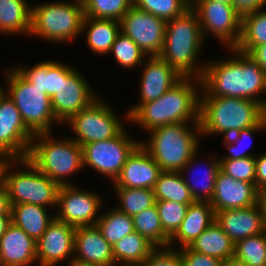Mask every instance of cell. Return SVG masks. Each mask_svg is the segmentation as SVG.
I'll list each match as a JSON object with an SVG mask.
<instances>
[{
  "label": "cell",
  "mask_w": 266,
  "mask_h": 266,
  "mask_svg": "<svg viewBox=\"0 0 266 266\" xmlns=\"http://www.w3.org/2000/svg\"><path fill=\"white\" fill-rule=\"evenodd\" d=\"M229 50L231 58L205 64L201 98L233 97L262 103L264 99L259 96L266 94L265 71L247 53Z\"/></svg>",
  "instance_id": "cell-1"
},
{
  "label": "cell",
  "mask_w": 266,
  "mask_h": 266,
  "mask_svg": "<svg viewBox=\"0 0 266 266\" xmlns=\"http://www.w3.org/2000/svg\"><path fill=\"white\" fill-rule=\"evenodd\" d=\"M200 90L201 79L183 77L160 98L142 104L129 117V122H135L147 132L170 124L199 123Z\"/></svg>",
  "instance_id": "cell-2"
},
{
  "label": "cell",
  "mask_w": 266,
  "mask_h": 266,
  "mask_svg": "<svg viewBox=\"0 0 266 266\" xmlns=\"http://www.w3.org/2000/svg\"><path fill=\"white\" fill-rule=\"evenodd\" d=\"M189 125L177 123L160 126L149 131L148 142L140 141V145L162 171L181 172L184 175L192 170V166L195 167L201 128L200 123H192L191 127Z\"/></svg>",
  "instance_id": "cell-3"
},
{
  "label": "cell",
  "mask_w": 266,
  "mask_h": 266,
  "mask_svg": "<svg viewBox=\"0 0 266 266\" xmlns=\"http://www.w3.org/2000/svg\"><path fill=\"white\" fill-rule=\"evenodd\" d=\"M205 41L197 13L190 7L167 21L160 57L183 77L201 79L205 64L197 63ZM199 64V65H198Z\"/></svg>",
  "instance_id": "cell-4"
},
{
  "label": "cell",
  "mask_w": 266,
  "mask_h": 266,
  "mask_svg": "<svg viewBox=\"0 0 266 266\" xmlns=\"http://www.w3.org/2000/svg\"><path fill=\"white\" fill-rule=\"evenodd\" d=\"M199 123L201 136L219 133L227 138L261 123V103L233 97L200 98Z\"/></svg>",
  "instance_id": "cell-5"
},
{
  "label": "cell",
  "mask_w": 266,
  "mask_h": 266,
  "mask_svg": "<svg viewBox=\"0 0 266 266\" xmlns=\"http://www.w3.org/2000/svg\"><path fill=\"white\" fill-rule=\"evenodd\" d=\"M27 158L60 186L70 185L65 178L84 168L82 147L72 138L53 139L50 133L34 135Z\"/></svg>",
  "instance_id": "cell-6"
},
{
  "label": "cell",
  "mask_w": 266,
  "mask_h": 266,
  "mask_svg": "<svg viewBox=\"0 0 266 266\" xmlns=\"http://www.w3.org/2000/svg\"><path fill=\"white\" fill-rule=\"evenodd\" d=\"M34 6V7H33ZM31 6L29 36L41 37L49 42L63 43L82 33L85 17L82 0L48 2Z\"/></svg>",
  "instance_id": "cell-7"
},
{
  "label": "cell",
  "mask_w": 266,
  "mask_h": 266,
  "mask_svg": "<svg viewBox=\"0 0 266 266\" xmlns=\"http://www.w3.org/2000/svg\"><path fill=\"white\" fill-rule=\"evenodd\" d=\"M6 94L20 111L26 127L35 135L52 133L53 123H59L52 109L51 98L43 90L34 87L14 68L7 70Z\"/></svg>",
  "instance_id": "cell-8"
},
{
  "label": "cell",
  "mask_w": 266,
  "mask_h": 266,
  "mask_svg": "<svg viewBox=\"0 0 266 266\" xmlns=\"http://www.w3.org/2000/svg\"><path fill=\"white\" fill-rule=\"evenodd\" d=\"M16 164H23L26 169L12 172L11 169L16 167ZM60 187L58 183L41 173L28 158L16 159L7 170L6 188L11 205L27 203L46 208L53 207L57 205Z\"/></svg>",
  "instance_id": "cell-9"
},
{
  "label": "cell",
  "mask_w": 266,
  "mask_h": 266,
  "mask_svg": "<svg viewBox=\"0 0 266 266\" xmlns=\"http://www.w3.org/2000/svg\"><path fill=\"white\" fill-rule=\"evenodd\" d=\"M115 113L111 106L98 97L66 122L76 135L72 139L82 147L118 136L125 127Z\"/></svg>",
  "instance_id": "cell-10"
},
{
  "label": "cell",
  "mask_w": 266,
  "mask_h": 266,
  "mask_svg": "<svg viewBox=\"0 0 266 266\" xmlns=\"http://www.w3.org/2000/svg\"><path fill=\"white\" fill-rule=\"evenodd\" d=\"M205 39L211 33L226 48H235L241 37L242 15L233 5L214 0H191Z\"/></svg>",
  "instance_id": "cell-11"
},
{
  "label": "cell",
  "mask_w": 266,
  "mask_h": 266,
  "mask_svg": "<svg viewBox=\"0 0 266 266\" xmlns=\"http://www.w3.org/2000/svg\"><path fill=\"white\" fill-rule=\"evenodd\" d=\"M125 130L114 138L83 145V166H90L114 182L129 155L140 144V141L130 138Z\"/></svg>",
  "instance_id": "cell-12"
},
{
  "label": "cell",
  "mask_w": 266,
  "mask_h": 266,
  "mask_svg": "<svg viewBox=\"0 0 266 266\" xmlns=\"http://www.w3.org/2000/svg\"><path fill=\"white\" fill-rule=\"evenodd\" d=\"M100 196L96 192L79 190L73 183L61 186L56 205L59 211L55 213V219L75 228L96 225L103 203Z\"/></svg>",
  "instance_id": "cell-13"
},
{
  "label": "cell",
  "mask_w": 266,
  "mask_h": 266,
  "mask_svg": "<svg viewBox=\"0 0 266 266\" xmlns=\"http://www.w3.org/2000/svg\"><path fill=\"white\" fill-rule=\"evenodd\" d=\"M166 21L134 5L120 20V31L132 39L147 55L159 56L165 37Z\"/></svg>",
  "instance_id": "cell-14"
},
{
  "label": "cell",
  "mask_w": 266,
  "mask_h": 266,
  "mask_svg": "<svg viewBox=\"0 0 266 266\" xmlns=\"http://www.w3.org/2000/svg\"><path fill=\"white\" fill-rule=\"evenodd\" d=\"M86 80L76 68L67 65V78H61V87L51 98L54 116L60 124H66L98 98Z\"/></svg>",
  "instance_id": "cell-15"
},
{
  "label": "cell",
  "mask_w": 266,
  "mask_h": 266,
  "mask_svg": "<svg viewBox=\"0 0 266 266\" xmlns=\"http://www.w3.org/2000/svg\"><path fill=\"white\" fill-rule=\"evenodd\" d=\"M33 137L20 111L6 94L0 100V152L11 154L16 159L27 158Z\"/></svg>",
  "instance_id": "cell-16"
},
{
  "label": "cell",
  "mask_w": 266,
  "mask_h": 266,
  "mask_svg": "<svg viewBox=\"0 0 266 266\" xmlns=\"http://www.w3.org/2000/svg\"><path fill=\"white\" fill-rule=\"evenodd\" d=\"M147 62V63H145ZM141 73L140 100L138 104L128 108L126 120L144 103L160 98L165 92L178 83L181 76L160 56H151L146 61Z\"/></svg>",
  "instance_id": "cell-17"
},
{
  "label": "cell",
  "mask_w": 266,
  "mask_h": 266,
  "mask_svg": "<svg viewBox=\"0 0 266 266\" xmlns=\"http://www.w3.org/2000/svg\"><path fill=\"white\" fill-rule=\"evenodd\" d=\"M75 229L69 224L54 219L36 242L37 264H40V266H55L64 259H67V261L73 259Z\"/></svg>",
  "instance_id": "cell-18"
},
{
  "label": "cell",
  "mask_w": 266,
  "mask_h": 266,
  "mask_svg": "<svg viewBox=\"0 0 266 266\" xmlns=\"http://www.w3.org/2000/svg\"><path fill=\"white\" fill-rule=\"evenodd\" d=\"M259 191L255 183L235 180L219 170L210 205L214 212L238 209L258 204Z\"/></svg>",
  "instance_id": "cell-19"
},
{
  "label": "cell",
  "mask_w": 266,
  "mask_h": 266,
  "mask_svg": "<svg viewBox=\"0 0 266 266\" xmlns=\"http://www.w3.org/2000/svg\"><path fill=\"white\" fill-rule=\"evenodd\" d=\"M162 170L152 156L139 144L129 155L114 188L153 189Z\"/></svg>",
  "instance_id": "cell-20"
},
{
  "label": "cell",
  "mask_w": 266,
  "mask_h": 266,
  "mask_svg": "<svg viewBox=\"0 0 266 266\" xmlns=\"http://www.w3.org/2000/svg\"><path fill=\"white\" fill-rule=\"evenodd\" d=\"M215 221L234 243L266 231L259 203L246 208L218 211Z\"/></svg>",
  "instance_id": "cell-21"
},
{
  "label": "cell",
  "mask_w": 266,
  "mask_h": 266,
  "mask_svg": "<svg viewBox=\"0 0 266 266\" xmlns=\"http://www.w3.org/2000/svg\"><path fill=\"white\" fill-rule=\"evenodd\" d=\"M74 258L95 266H114L112 246L96 225L75 229Z\"/></svg>",
  "instance_id": "cell-22"
},
{
  "label": "cell",
  "mask_w": 266,
  "mask_h": 266,
  "mask_svg": "<svg viewBox=\"0 0 266 266\" xmlns=\"http://www.w3.org/2000/svg\"><path fill=\"white\" fill-rule=\"evenodd\" d=\"M36 241L12 222L0 238V266H29L37 262Z\"/></svg>",
  "instance_id": "cell-23"
},
{
  "label": "cell",
  "mask_w": 266,
  "mask_h": 266,
  "mask_svg": "<svg viewBox=\"0 0 266 266\" xmlns=\"http://www.w3.org/2000/svg\"><path fill=\"white\" fill-rule=\"evenodd\" d=\"M214 221L215 212L210 202L194 201L189 204L185 218L179 229L170 238L168 247L173 248L174 241L179 243L181 248L189 247Z\"/></svg>",
  "instance_id": "cell-24"
},
{
  "label": "cell",
  "mask_w": 266,
  "mask_h": 266,
  "mask_svg": "<svg viewBox=\"0 0 266 266\" xmlns=\"http://www.w3.org/2000/svg\"><path fill=\"white\" fill-rule=\"evenodd\" d=\"M25 66L14 69L34 87L43 90L52 98L61 87V78H67V65L57 61H43L31 68Z\"/></svg>",
  "instance_id": "cell-25"
},
{
  "label": "cell",
  "mask_w": 266,
  "mask_h": 266,
  "mask_svg": "<svg viewBox=\"0 0 266 266\" xmlns=\"http://www.w3.org/2000/svg\"><path fill=\"white\" fill-rule=\"evenodd\" d=\"M54 219L55 214L50 216L44 206L27 203L11 205V222L36 242Z\"/></svg>",
  "instance_id": "cell-26"
},
{
  "label": "cell",
  "mask_w": 266,
  "mask_h": 266,
  "mask_svg": "<svg viewBox=\"0 0 266 266\" xmlns=\"http://www.w3.org/2000/svg\"><path fill=\"white\" fill-rule=\"evenodd\" d=\"M86 29V43L90 50L98 54H109L120 31V21L114 19H95L85 16L82 31Z\"/></svg>",
  "instance_id": "cell-27"
},
{
  "label": "cell",
  "mask_w": 266,
  "mask_h": 266,
  "mask_svg": "<svg viewBox=\"0 0 266 266\" xmlns=\"http://www.w3.org/2000/svg\"><path fill=\"white\" fill-rule=\"evenodd\" d=\"M156 248L146 237L133 231L112 246L114 266L120 263L123 266H141Z\"/></svg>",
  "instance_id": "cell-28"
},
{
  "label": "cell",
  "mask_w": 266,
  "mask_h": 266,
  "mask_svg": "<svg viewBox=\"0 0 266 266\" xmlns=\"http://www.w3.org/2000/svg\"><path fill=\"white\" fill-rule=\"evenodd\" d=\"M235 243L223 231L221 226L214 221L203 233L189 246L193 251L224 261L234 256Z\"/></svg>",
  "instance_id": "cell-29"
},
{
  "label": "cell",
  "mask_w": 266,
  "mask_h": 266,
  "mask_svg": "<svg viewBox=\"0 0 266 266\" xmlns=\"http://www.w3.org/2000/svg\"><path fill=\"white\" fill-rule=\"evenodd\" d=\"M27 0H0V32L5 35H29L31 6Z\"/></svg>",
  "instance_id": "cell-30"
},
{
  "label": "cell",
  "mask_w": 266,
  "mask_h": 266,
  "mask_svg": "<svg viewBox=\"0 0 266 266\" xmlns=\"http://www.w3.org/2000/svg\"><path fill=\"white\" fill-rule=\"evenodd\" d=\"M263 44H266V10L260 8L242 15L241 37L235 48L248 54Z\"/></svg>",
  "instance_id": "cell-31"
},
{
  "label": "cell",
  "mask_w": 266,
  "mask_h": 266,
  "mask_svg": "<svg viewBox=\"0 0 266 266\" xmlns=\"http://www.w3.org/2000/svg\"><path fill=\"white\" fill-rule=\"evenodd\" d=\"M156 201H173L181 204L194 202L181 172L162 171L153 187Z\"/></svg>",
  "instance_id": "cell-32"
},
{
  "label": "cell",
  "mask_w": 266,
  "mask_h": 266,
  "mask_svg": "<svg viewBox=\"0 0 266 266\" xmlns=\"http://www.w3.org/2000/svg\"><path fill=\"white\" fill-rule=\"evenodd\" d=\"M96 226L111 246L135 231L132 217L119 211L116 207L101 213Z\"/></svg>",
  "instance_id": "cell-33"
},
{
  "label": "cell",
  "mask_w": 266,
  "mask_h": 266,
  "mask_svg": "<svg viewBox=\"0 0 266 266\" xmlns=\"http://www.w3.org/2000/svg\"><path fill=\"white\" fill-rule=\"evenodd\" d=\"M136 232L146 237L156 247H168L170 238L164 233L156 205L132 217Z\"/></svg>",
  "instance_id": "cell-34"
},
{
  "label": "cell",
  "mask_w": 266,
  "mask_h": 266,
  "mask_svg": "<svg viewBox=\"0 0 266 266\" xmlns=\"http://www.w3.org/2000/svg\"><path fill=\"white\" fill-rule=\"evenodd\" d=\"M115 192L118 194L120 206L116 205V208L133 217L137 213L152 207L155 202V194L153 189L147 188H115Z\"/></svg>",
  "instance_id": "cell-35"
},
{
  "label": "cell",
  "mask_w": 266,
  "mask_h": 266,
  "mask_svg": "<svg viewBox=\"0 0 266 266\" xmlns=\"http://www.w3.org/2000/svg\"><path fill=\"white\" fill-rule=\"evenodd\" d=\"M233 257L247 266H266V231L237 241Z\"/></svg>",
  "instance_id": "cell-36"
},
{
  "label": "cell",
  "mask_w": 266,
  "mask_h": 266,
  "mask_svg": "<svg viewBox=\"0 0 266 266\" xmlns=\"http://www.w3.org/2000/svg\"><path fill=\"white\" fill-rule=\"evenodd\" d=\"M85 16L95 19L121 18L133 6V0H82Z\"/></svg>",
  "instance_id": "cell-37"
},
{
  "label": "cell",
  "mask_w": 266,
  "mask_h": 266,
  "mask_svg": "<svg viewBox=\"0 0 266 266\" xmlns=\"http://www.w3.org/2000/svg\"><path fill=\"white\" fill-rule=\"evenodd\" d=\"M133 5L167 22L189 9L191 0H133Z\"/></svg>",
  "instance_id": "cell-38"
},
{
  "label": "cell",
  "mask_w": 266,
  "mask_h": 266,
  "mask_svg": "<svg viewBox=\"0 0 266 266\" xmlns=\"http://www.w3.org/2000/svg\"><path fill=\"white\" fill-rule=\"evenodd\" d=\"M109 53H113L115 61L126 69L142 65L146 59L140 47L122 32L117 35Z\"/></svg>",
  "instance_id": "cell-39"
},
{
  "label": "cell",
  "mask_w": 266,
  "mask_h": 266,
  "mask_svg": "<svg viewBox=\"0 0 266 266\" xmlns=\"http://www.w3.org/2000/svg\"><path fill=\"white\" fill-rule=\"evenodd\" d=\"M208 162H207L208 167H206V170L204 169L205 170L204 176L201 175L202 181L200 180V183L198 181L196 182V180L194 181V183L193 181L190 182L191 180H188L186 176L185 178L183 177L185 184L189 188V192L194 201L210 202V200L212 199L216 177L220 170V160L212 156V159H210V161L208 160Z\"/></svg>",
  "instance_id": "cell-40"
},
{
  "label": "cell",
  "mask_w": 266,
  "mask_h": 266,
  "mask_svg": "<svg viewBox=\"0 0 266 266\" xmlns=\"http://www.w3.org/2000/svg\"><path fill=\"white\" fill-rule=\"evenodd\" d=\"M160 222L164 233L171 238L179 229L181 222L185 218L188 204H181L169 200L156 201Z\"/></svg>",
  "instance_id": "cell-41"
},
{
  "label": "cell",
  "mask_w": 266,
  "mask_h": 266,
  "mask_svg": "<svg viewBox=\"0 0 266 266\" xmlns=\"http://www.w3.org/2000/svg\"><path fill=\"white\" fill-rule=\"evenodd\" d=\"M220 169L235 180L255 183V156L236 160H220Z\"/></svg>",
  "instance_id": "cell-42"
},
{
  "label": "cell",
  "mask_w": 266,
  "mask_h": 266,
  "mask_svg": "<svg viewBox=\"0 0 266 266\" xmlns=\"http://www.w3.org/2000/svg\"><path fill=\"white\" fill-rule=\"evenodd\" d=\"M263 130L264 129L262 127V124L260 123L256 127H251L248 129L240 130L236 134H233L227 138H224L225 141L222 143L226 145L230 153L224 156L223 158L219 157V160H236L240 158L255 156L254 154L247 152L246 150V146L249 147L251 145L246 143L247 144L246 146H242L243 143L241 144L240 141H243L245 138L251 139L253 136L252 134L254 132L263 131Z\"/></svg>",
  "instance_id": "cell-43"
},
{
  "label": "cell",
  "mask_w": 266,
  "mask_h": 266,
  "mask_svg": "<svg viewBox=\"0 0 266 266\" xmlns=\"http://www.w3.org/2000/svg\"><path fill=\"white\" fill-rule=\"evenodd\" d=\"M141 266H184L178 249L157 247Z\"/></svg>",
  "instance_id": "cell-44"
},
{
  "label": "cell",
  "mask_w": 266,
  "mask_h": 266,
  "mask_svg": "<svg viewBox=\"0 0 266 266\" xmlns=\"http://www.w3.org/2000/svg\"><path fill=\"white\" fill-rule=\"evenodd\" d=\"M184 266H221L222 261L183 247L179 250Z\"/></svg>",
  "instance_id": "cell-45"
},
{
  "label": "cell",
  "mask_w": 266,
  "mask_h": 266,
  "mask_svg": "<svg viewBox=\"0 0 266 266\" xmlns=\"http://www.w3.org/2000/svg\"><path fill=\"white\" fill-rule=\"evenodd\" d=\"M256 176L255 187L258 191L266 188V153L257 157L255 156Z\"/></svg>",
  "instance_id": "cell-46"
},
{
  "label": "cell",
  "mask_w": 266,
  "mask_h": 266,
  "mask_svg": "<svg viewBox=\"0 0 266 266\" xmlns=\"http://www.w3.org/2000/svg\"><path fill=\"white\" fill-rule=\"evenodd\" d=\"M265 2L266 0H233V6L243 15L265 7Z\"/></svg>",
  "instance_id": "cell-47"
},
{
  "label": "cell",
  "mask_w": 266,
  "mask_h": 266,
  "mask_svg": "<svg viewBox=\"0 0 266 266\" xmlns=\"http://www.w3.org/2000/svg\"><path fill=\"white\" fill-rule=\"evenodd\" d=\"M16 158L8 153L0 152V189L6 188V174L9 166Z\"/></svg>",
  "instance_id": "cell-48"
},
{
  "label": "cell",
  "mask_w": 266,
  "mask_h": 266,
  "mask_svg": "<svg viewBox=\"0 0 266 266\" xmlns=\"http://www.w3.org/2000/svg\"><path fill=\"white\" fill-rule=\"evenodd\" d=\"M248 55L251 56L266 73V44L256 46Z\"/></svg>",
  "instance_id": "cell-49"
},
{
  "label": "cell",
  "mask_w": 266,
  "mask_h": 266,
  "mask_svg": "<svg viewBox=\"0 0 266 266\" xmlns=\"http://www.w3.org/2000/svg\"><path fill=\"white\" fill-rule=\"evenodd\" d=\"M0 216H11V203L7 188L0 189Z\"/></svg>",
  "instance_id": "cell-50"
},
{
  "label": "cell",
  "mask_w": 266,
  "mask_h": 266,
  "mask_svg": "<svg viewBox=\"0 0 266 266\" xmlns=\"http://www.w3.org/2000/svg\"><path fill=\"white\" fill-rule=\"evenodd\" d=\"M258 203L261 207L263 217H264V222L266 225V188L259 191Z\"/></svg>",
  "instance_id": "cell-51"
},
{
  "label": "cell",
  "mask_w": 266,
  "mask_h": 266,
  "mask_svg": "<svg viewBox=\"0 0 266 266\" xmlns=\"http://www.w3.org/2000/svg\"><path fill=\"white\" fill-rule=\"evenodd\" d=\"M11 224V216H0V238Z\"/></svg>",
  "instance_id": "cell-52"
},
{
  "label": "cell",
  "mask_w": 266,
  "mask_h": 266,
  "mask_svg": "<svg viewBox=\"0 0 266 266\" xmlns=\"http://www.w3.org/2000/svg\"><path fill=\"white\" fill-rule=\"evenodd\" d=\"M221 266H247V265L233 257L222 261Z\"/></svg>",
  "instance_id": "cell-53"
},
{
  "label": "cell",
  "mask_w": 266,
  "mask_h": 266,
  "mask_svg": "<svg viewBox=\"0 0 266 266\" xmlns=\"http://www.w3.org/2000/svg\"><path fill=\"white\" fill-rule=\"evenodd\" d=\"M261 124L263 129L266 130V100L261 103Z\"/></svg>",
  "instance_id": "cell-54"
},
{
  "label": "cell",
  "mask_w": 266,
  "mask_h": 266,
  "mask_svg": "<svg viewBox=\"0 0 266 266\" xmlns=\"http://www.w3.org/2000/svg\"><path fill=\"white\" fill-rule=\"evenodd\" d=\"M68 262H69V263H67V264H69L68 266H95V265H92V264H88V263H85V262L78 261L75 258L71 259Z\"/></svg>",
  "instance_id": "cell-55"
},
{
  "label": "cell",
  "mask_w": 266,
  "mask_h": 266,
  "mask_svg": "<svg viewBox=\"0 0 266 266\" xmlns=\"http://www.w3.org/2000/svg\"><path fill=\"white\" fill-rule=\"evenodd\" d=\"M214 1L224 3V4L233 5V0H214Z\"/></svg>",
  "instance_id": "cell-56"
},
{
  "label": "cell",
  "mask_w": 266,
  "mask_h": 266,
  "mask_svg": "<svg viewBox=\"0 0 266 266\" xmlns=\"http://www.w3.org/2000/svg\"><path fill=\"white\" fill-rule=\"evenodd\" d=\"M6 95V92L5 90H3V88H1V85H0V100Z\"/></svg>",
  "instance_id": "cell-57"
}]
</instances>
